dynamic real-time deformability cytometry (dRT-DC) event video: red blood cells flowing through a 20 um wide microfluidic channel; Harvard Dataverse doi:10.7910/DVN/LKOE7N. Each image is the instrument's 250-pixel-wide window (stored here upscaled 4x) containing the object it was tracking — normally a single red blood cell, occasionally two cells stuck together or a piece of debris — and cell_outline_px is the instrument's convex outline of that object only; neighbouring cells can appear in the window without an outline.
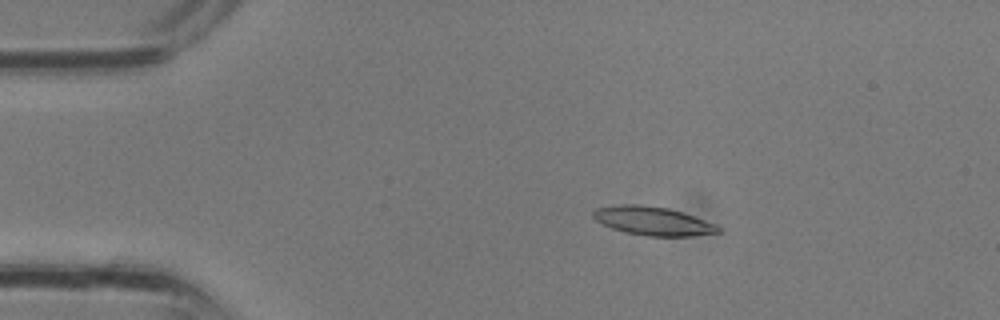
{"species": "common noctule bat (a hibernating species)", "species_latin": "Nyctalus noctula", "temperature_condition": "room temperature", "stored_images_in_passage": 12, "camera_frame_rate_fps": 3000, "um_per_image_px": 0.085, "animal": {"sex": "male", "body_mass_g": 13.3}, "frame": {"image": 1, "passage_image": 6, "time_ms": 1.667, "image_size_px": [1000, 320], "cell_outline_px": [[720, 232], [692, 236], [648, 236], [624, 232], [600, 224], [592, 216], [592, 212], [596, 208], [624, 204], [640, 204], [668, 208], [684, 212], [716, 224], [720, 228]], "centroid_in_image_um": [55.49, 18.78], "position_along_channel_um": 29.5, "area_um2": 20.98}}
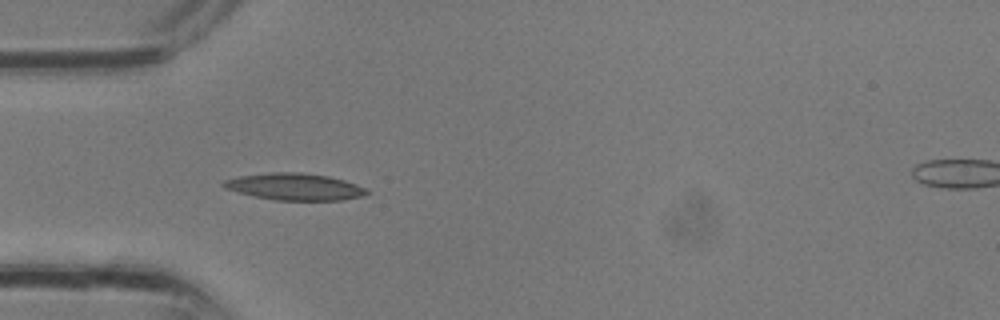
{"frame": {"image": 2, "passage_image": 10, "time_ms": 3.0, "image_size_px": [1000, 320], "cell_outline_px": [[368, 192], [360, 196], [344, 200], [276, 200], [252, 196], [224, 188], [220, 184], [224, 180], [240, 176], [268, 172], [300, 172], [328, 176], [344, 180], [356, 184], [364, 188]], "centroid_in_image_um": [24.99, 15.86], "position_along_channel_um": 60.0, "area_um2": 22.31}}
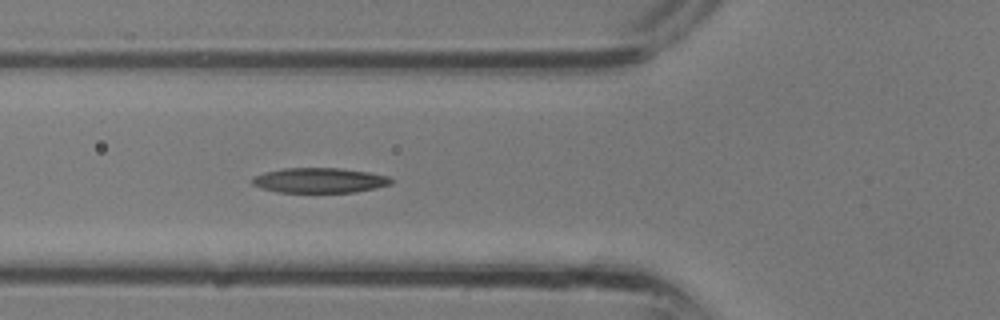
{"frame": {"image": 3, "passage_image": 12, "time_ms": 3.667, "image_size_px": [1000, 320], "cell_outline_px": [[392, 184], [376, 188], [352, 192], [276, 192], [260, 188], [252, 184], [252, 180], [256, 176], [268, 172], [284, 168], [340, 168], [368, 172], [388, 176], [392, 180]], "centroid_in_image_um": [27.18, 15.33], "position_along_channel_um": 98.6, "area_um2": 20.06}}